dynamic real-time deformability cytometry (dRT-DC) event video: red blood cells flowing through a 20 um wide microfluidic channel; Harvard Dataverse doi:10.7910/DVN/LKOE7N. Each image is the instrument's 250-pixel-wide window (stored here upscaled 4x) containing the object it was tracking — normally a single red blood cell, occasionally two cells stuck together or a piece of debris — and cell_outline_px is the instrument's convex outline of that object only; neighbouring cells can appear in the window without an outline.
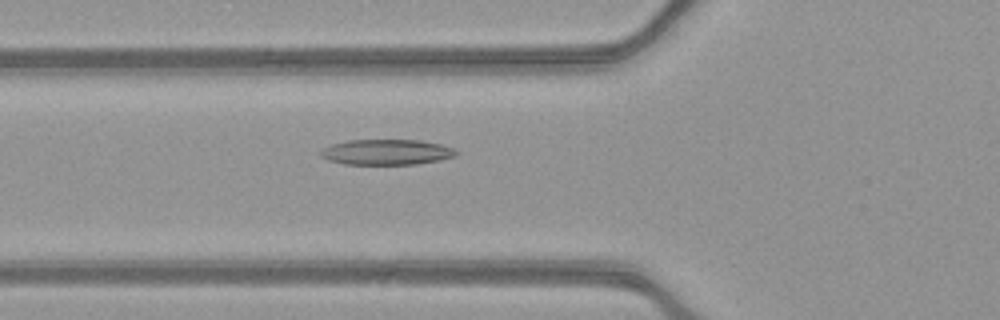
{"species": "common noctule bat (a hibernating species)", "species_latin": "Nyctalus noctula", "temperature_condition": "warm", "stored_images_in_passage": 47, "camera_frame_rate_fps": 3000, "um_per_image_px": 0.085, "animal": {"sex": "female", "body_mass_g": 21.9}, "frame": {"image": 1, "passage_image": 14, "time_ms": 4.333, "image_size_px": [1000, 320], "cell_outline_px": [[460, 152], [456, 156], [440, 160], [416, 164], [344, 164], [328, 160], [320, 156], [320, 152], [324, 148], [332, 144], [348, 140], [420, 140], [440, 144], [456, 148]], "centroid_in_image_um": [32.9, 12.93], "position_along_channel_um": 92.9, "area_um2": 20.23}}
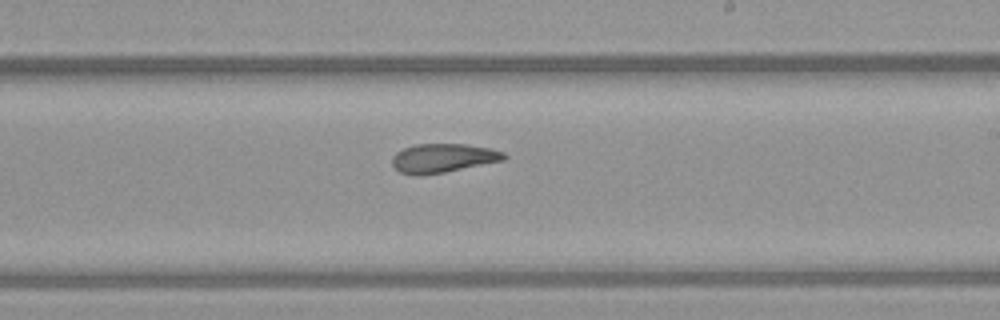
{"frame": {"image": 2, "passage_image": 26, "time_ms": 8.333, "image_size_px": [1000, 320], "cell_outline_px": [[508, 156], [504, 160], [444, 172], [420, 176], [416, 176], [400, 172], [392, 164], [392, 156], [396, 152], [404, 148], [416, 144], [468, 144], [492, 148], [504, 152]], "centroid_in_image_um": [37.66, 13.43], "position_along_channel_um": 251.3, "area_um2": 18.96}}
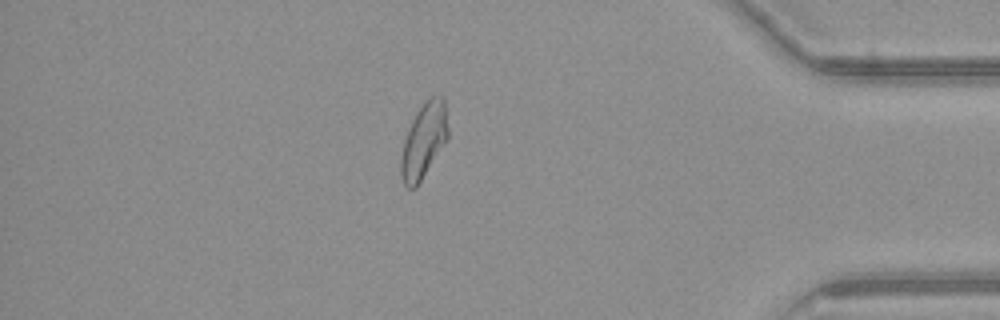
{"frame": {"image": 3, "passage_image": 40, "time_ms": 13.0, "image_size_px": [1000, 320], "cell_outline_px": [[448, 136], [416, 188], [408, 188], [404, 184], [400, 176], [400, 156], [404, 140], [416, 112], [424, 100], [428, 96], [444, 96], [448, 128]], "centroid_in_image_um": [36.0, 11.93], "position_along_channel_um": 399.2, "area_um2": 20.4}, "authors_computed_cell_mechanics": {"area_um2": 20.2878, "velocity_mm_per_s": 3.9382, "shape_relaxation_time_tau1_ms": 6.1587, "shape_relaxation_time_tau2_ms": 3.1698, "deformation_change_tau1": 0.1859, "deformation_change_tau2": 0.0919}}